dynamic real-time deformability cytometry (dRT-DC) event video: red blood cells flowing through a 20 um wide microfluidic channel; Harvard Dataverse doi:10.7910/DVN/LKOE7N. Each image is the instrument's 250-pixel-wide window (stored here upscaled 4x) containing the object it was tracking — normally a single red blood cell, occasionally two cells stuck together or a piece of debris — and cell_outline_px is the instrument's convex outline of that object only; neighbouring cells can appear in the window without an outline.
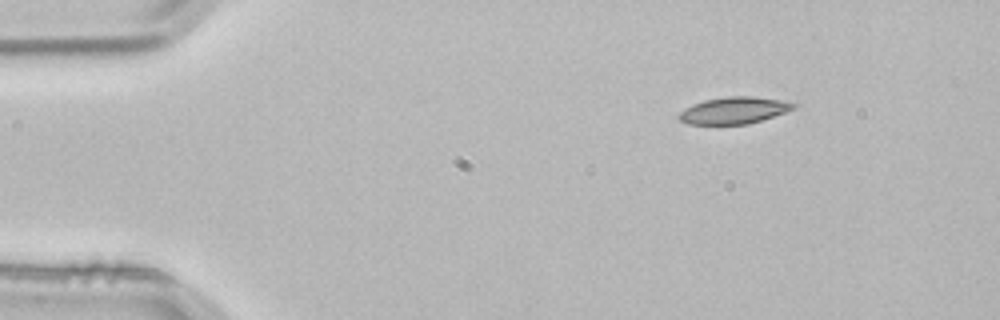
{"species": "common noctule bat (a hibernating species)", "species_latin": "Nyctalus noctula", "temperature_condition": "room temperature", "stored_images_in_passage": 2, "segment_of_instrument_passage": [2, 2], "camera_frame_rate_fps": 3000, "um_per_image_px": 0.085, "animal": {"sex": "male", "body_mass_g": 21.5, "forearm_length_mm": 52.0}, "frame": {"image": 1, "passage_image": 2, "time_ms": 0.333, "image_size_px": [1000, 320], "cell_outline_px": [[796, 108], [748, 124], [688, 124], [680, 120], [676, 116], [684, 108], [692, 104], [704, 100], [728, 96], [752, 96], [780, 100], [796, 104]], "centroid_in_image_um": [62.33, 9.38], "position_along_channel_um": 22.7, "area_um2": 17.74}}